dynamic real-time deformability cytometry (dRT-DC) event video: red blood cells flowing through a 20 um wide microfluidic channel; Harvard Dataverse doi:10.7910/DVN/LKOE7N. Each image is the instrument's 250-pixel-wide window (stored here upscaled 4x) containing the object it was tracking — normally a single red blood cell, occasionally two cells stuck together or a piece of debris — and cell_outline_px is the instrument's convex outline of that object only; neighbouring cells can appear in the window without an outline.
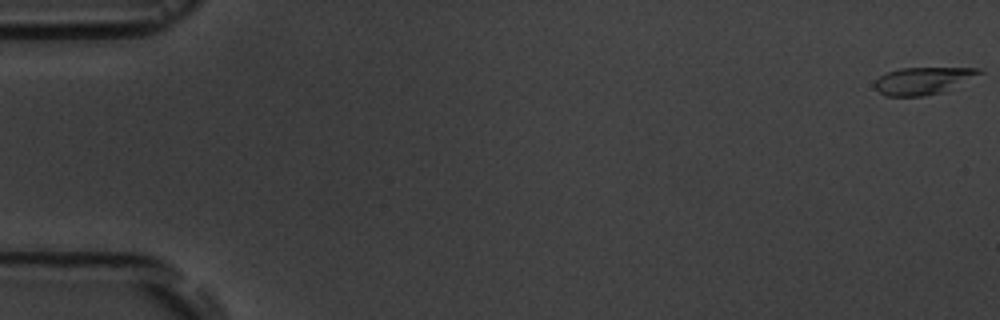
{"species": "common noctule bat (a hibernating species)", "species_latin": "Nyctalus noctula", "temperature_condition": "room temperature", "stored_images_in_passage": 5, "camera_frame_rate_fps": 3000, "um_per_image_px": 0.085, "animal": {"sex": "male", "body_mass_g": 19.5, "forearm_length_mm": 54.6}, "frame": {"image": 1, "passage_image": 1, "time_ms": 0.0, "image_size_px": [1000, 320], "cell_outline_px": [[984, 72], [944, 92], [924, 96], [884, 96], [872, 84], [880, 76], [888, 72], [900, 68], [980, 68]], "centroid_in_image_um": [78.44, 6.87], "position_along_channel_um": 6.6, "area_um2": 16.53}}
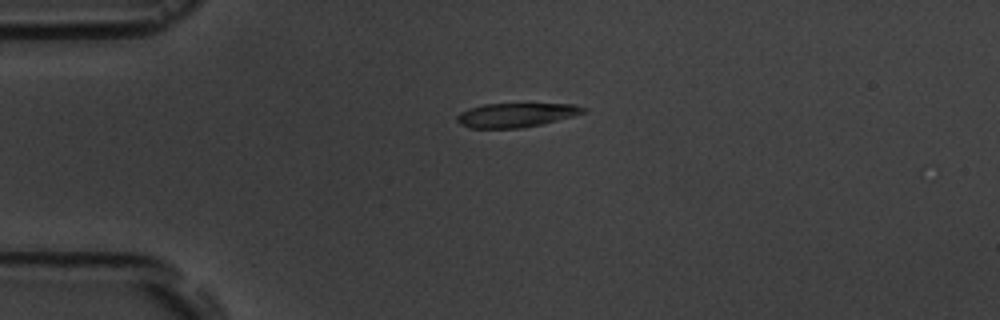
{"frame": {"image": 2, "passage_image": 4, "time_ms": 4.333, "image_size_px": [1000, 320], "cell_outline_px": [[588, 112], [540, 124], [520, 128], [468, 128], [460, 124], [456, 120], [456, 116], [460, 112], [468, 108], [484, 104], [576, 104], [588, 108]], "centroid_in_image_um": [43.85, 9.77], "position_along_channel_um": 41.1, "area_um2": 17.8}}